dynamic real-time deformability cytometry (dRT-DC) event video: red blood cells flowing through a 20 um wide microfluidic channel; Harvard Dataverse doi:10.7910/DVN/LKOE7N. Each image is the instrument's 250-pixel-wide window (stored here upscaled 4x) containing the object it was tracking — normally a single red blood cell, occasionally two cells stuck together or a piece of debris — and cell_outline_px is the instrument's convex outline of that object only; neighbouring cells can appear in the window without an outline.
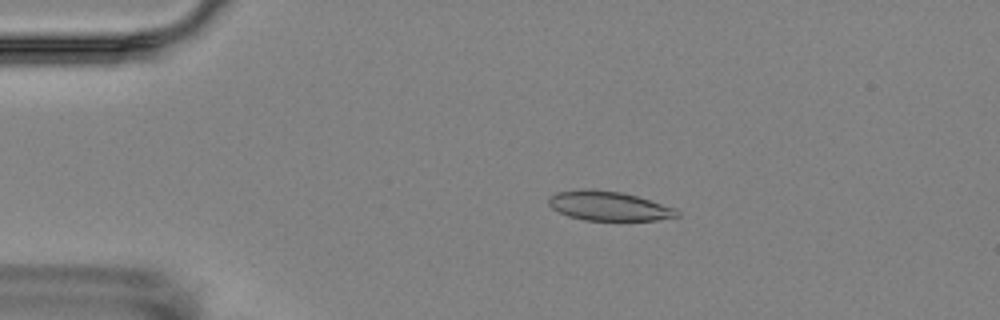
{"species": "Egyptian fruit bat (a non-hibernating species)", "species_latin": "Rousettus aegyptiacus", "temperature_condition": "room temperature", "stored_images_in_passage": 5, "camera_frame_rate_fps": 3000, "um_per_image_px": 0.085, "animal": {"sex": "female"}, "frame": {"image": 1, "passage_image": 4, "time_ms": 3.333, "image_size_px": [1000, 320], "cell_outline_px": [[680, 216], [656, 220], [584, 220], [568, 216], [552, 208], [548, 204], [548, 200], [556, 192], [620, 192], [636, 196], [676, 208], [680, 212]], "centroid_in_image_um": [51.83, 17.56], "position_along_channel_um": 33.2, "area_um2": 20.92}}